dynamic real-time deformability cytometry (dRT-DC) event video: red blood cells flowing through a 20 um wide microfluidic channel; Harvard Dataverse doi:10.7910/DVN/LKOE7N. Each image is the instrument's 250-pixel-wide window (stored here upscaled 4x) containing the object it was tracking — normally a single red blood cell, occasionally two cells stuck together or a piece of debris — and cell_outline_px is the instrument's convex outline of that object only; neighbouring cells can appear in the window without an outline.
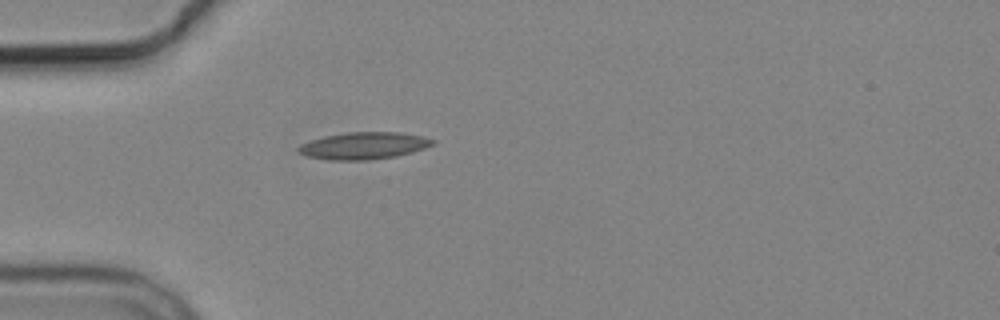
{"species": "common noctule bat (a hibernating species)", "species_latin": "Nyctalus noctula", "temperature_condition": "cold", "stored_images_in_passage": 1, "camera_frame_rate_fps": 3000, "um_per_image_px": 0.085, "animal": {"sex": "male", "body_mass_g": 19.2, "forearm_length_mm": 51.8}, "frame": {"image": 1, "passage_image": 1, "time_ms": 0.0, "image_size_px": [1000, 320], "cell_outline_px": [[436, 144], [412, 152], [396, 156], [368, 160], [328, 160], [304, 156], [296, 148], [300, 144], [308, 140], [324, 136], [348, 132], [400, 132], [424, 136], [436, 140]], "centroid_in_image_um": [30.91, 12.38], "position_along_channel_um": 54.1, "area_um2": 21.44}}